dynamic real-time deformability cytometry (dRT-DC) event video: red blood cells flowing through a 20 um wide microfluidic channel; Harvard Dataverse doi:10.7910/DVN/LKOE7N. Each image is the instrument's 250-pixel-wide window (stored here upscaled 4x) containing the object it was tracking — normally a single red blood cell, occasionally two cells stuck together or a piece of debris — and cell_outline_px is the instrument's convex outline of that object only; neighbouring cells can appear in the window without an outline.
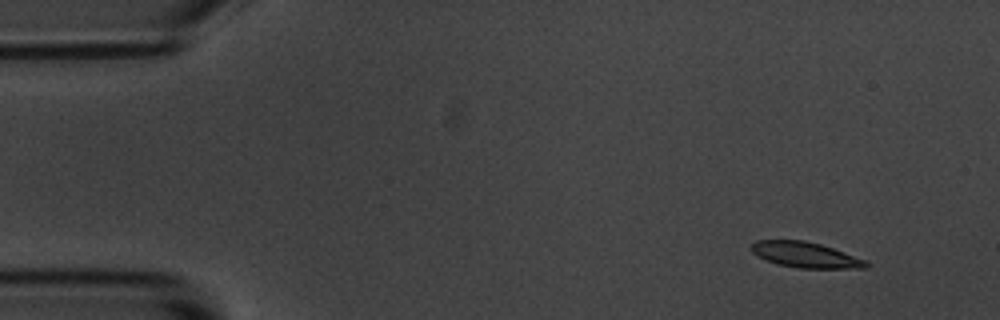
{"species": "common noctule bat (a hibernating species)", "species_latin": "Nyctalus noctula", "temperature_condition": "room temperature", "stored_images_in_passage": 3, "camera_frame_rate_fps": 3000, "um_per_image_px": 0.085, "animal": {"sex": "male", "body_mass_g": 20.1, "forearm_length_mm": 53.5}, "frame": {"image": 1, "passage_image": 1, "time_ms": 0.0, "image_size_px": [1000, 320], "cell_outline_px": [[868, 268], [800, 268], [776, 264], [764, 260], [756, 256], [752, 252], [752, 244], [756, 240], [804, 240], [820, 244], [868, 260]], "centroid_in_image_um": [68.46, 21.67], "position_along_channel_um": 16.5, "area_um2": 17.17}}
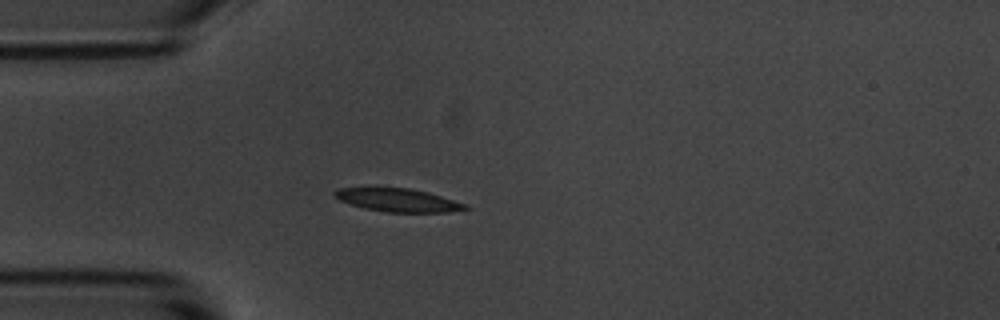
{"frame": {"image": 2, "passage_image": 3, "time_ms": 3.333, "image_size_px": [1000, 320], "cell_outline_px": [[468, 208], [448, 212], [388, 212], [364, 208], [340, 200], [332, 196], [332, 192], [336, 188], [408, 188], [428, 192], [468, 204]], "centroid_in_image_um": [33.81, 17.0], "position_along_channel_um": 51.2, "area_um2": 17.51}}